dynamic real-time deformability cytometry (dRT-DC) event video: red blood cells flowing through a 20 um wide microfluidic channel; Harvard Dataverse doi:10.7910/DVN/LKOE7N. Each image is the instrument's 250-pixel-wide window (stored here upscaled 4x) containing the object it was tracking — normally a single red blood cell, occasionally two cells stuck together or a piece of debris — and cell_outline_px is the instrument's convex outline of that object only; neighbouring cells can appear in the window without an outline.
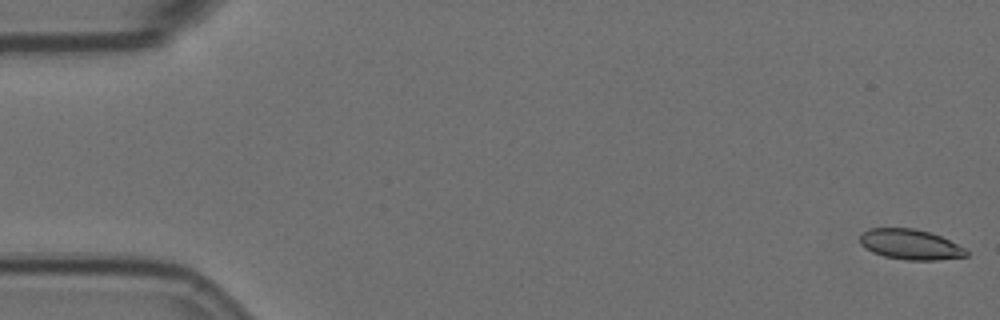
{"species": "Egyptian fruit bat (a non-hibernating species)", "species_latin": "Rousettus aegyptiacus", "temperature_condition": "room temperature", "stored_images_in_passage": 8, "segment_of_instrument_passage": [1, 2], "camera_frame_rate_fps": 3000, "um_per_image_px": 0.085, "animal": {"sex": "female"}, "frame": {"image": 1, "passage_image": 1, "time_ms": 0.0, "image_size_px": [1000, 320], "cell_outline_px": [[968, 256], [936, 260], [904, 260], [884, 256], [872, 252], [864, 248], [860, 244], [860, 236], [868, 228], [916, 228], [940, 236], [964, 248], [968, 252]], "centroid_in_image_um": [77.34, 20.78], "position_along_channel_um": 7.7, "area_um2": 18.73}}
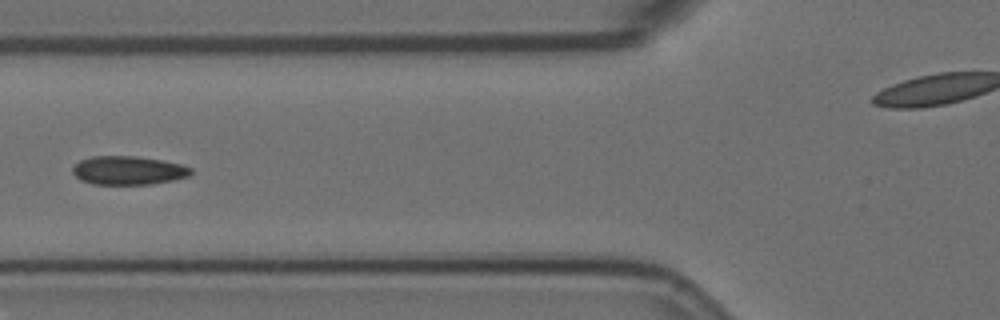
{"frame": {"image": 2, "passage_image": 7, "time_ms": 2.0, "image_size_px": [1000, 320], "cell_outline_px": [[192, 172], [188, 176], [172, 180], [152, 184], [92, 184], [80, 180], [72, 172], [72, 168], [80, 160], [92, 156], [136, 156], [160, 160], [180, 164], [192, 168]], "centroid_in_image_um": [10.88, 14.48], "position_along_channel_um": 114.9, "area_um2": 19.65}}